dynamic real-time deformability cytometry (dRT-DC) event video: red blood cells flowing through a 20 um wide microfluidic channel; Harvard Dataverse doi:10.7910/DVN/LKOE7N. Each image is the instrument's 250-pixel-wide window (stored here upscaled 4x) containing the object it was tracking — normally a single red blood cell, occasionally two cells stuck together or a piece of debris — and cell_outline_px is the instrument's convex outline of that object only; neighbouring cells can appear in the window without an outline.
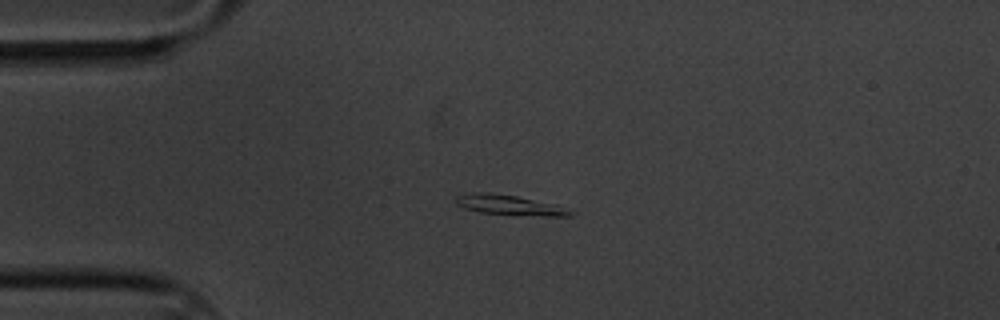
{"species": "common noctule bat (a hibernating species)", "species_latin": "Nyctalus noctula", "temperature_condition": "cold", "stored_images_in_passage": 46, "camera_frame_rate_fps": 3000, "um_per_image_px": 0.085, "animal": {"sex": "male", "body_mass_g": 20.1, "forearm_length_mm": 53.5}, "frame": {"image": 1, "passage_image": 1, "time_ms": 0.0, "image_size_px": [1000, 320], "cell_outline_px": [[572, 216], [548, 216], [480, 212], [464, 208], [456, 204], [456, 196], [472, 192], [488, 192], [516, 196], [548, 204], [572, 212]], "centroid_in_image_um": [43.14, 17.41], "position_along_channel_um": 41.9, "area_um2": 12.6}}
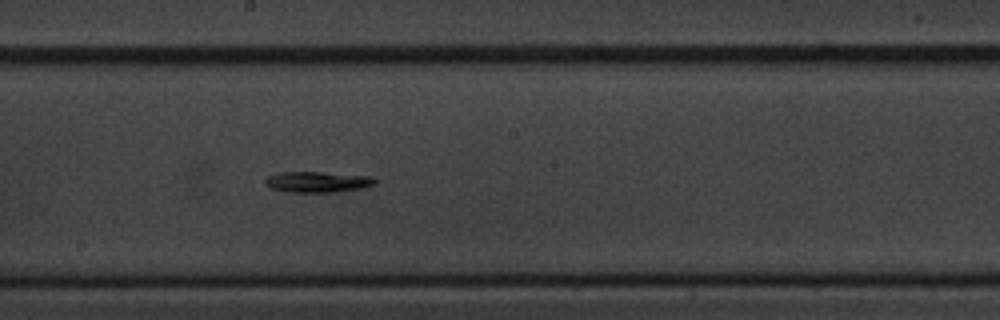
{"frame": {"image": 2, "passage_image": 19, "time_ms": 6.0, "image_size_px": [1000, 320], "cell_outline_px": [[376, 180], [372, 184], [364, 188], [332, 192], [292, 192], [272, 188], [264, 184], [264, 180], [268, 176], [280, 172], [320, 172], [368, 176]], "centroid_in_image_um": [26.94, 15.46], "position_along_channel_um": 221.3, "area_um2": 13.06}}
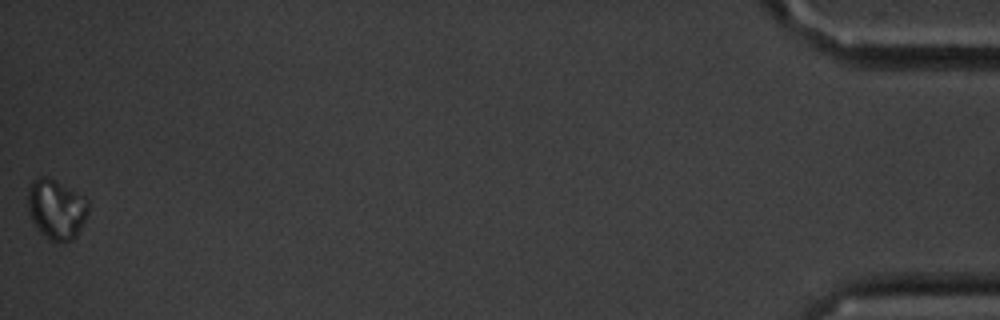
{"frame": {"image": 3, "passage_image": 46, "time_ms": 15.0, "image_size_px": [1000, 320], "cell_outline_px": [[88, 212], [76, 236], [72, 240], [48, 240], [32, 220], [28, 208], [28, 188], [32, 180], [36, 176], [44, 176], [84, 196], [88, 200]], "centroid_in_image_um": [4.77, 17.76], "position_along_channel_um": 430.4, "area_um2": 20.58}}